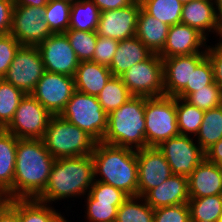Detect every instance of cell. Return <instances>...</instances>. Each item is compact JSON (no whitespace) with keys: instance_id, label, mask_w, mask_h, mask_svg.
Instances as JSON below:
<instances>
[{"instance_id":"1","label":"cell","mask_w":222,"mask_h":222,"mask_svg":"<svg viewBox=\"0 0 222 222\" xmlns=\"http://www.w3.org/2000/svg\"><path fill=\"white\" fill-rule=\"evenodd\" d=\"M54 161L43 139H18L13 199L36 198L45 189Z\"/></svg>"},{"instance_id":"2","label":"cell","mask_w":222,"mask_h":222,"mask_svg":"<svg viewBox=\"0 0 222 222\" xmlns=\"http://www.w3.org/2000/svg\"><path fill=\"white\" fill-rule=\"evenodd\" d=\"M94 182L91 154L55 159L45 189L35 199L50 204L51 201L84 195L89 193Z\"/></svg>"},{"instance_id":"3","label":"cell","mask_w":222,"mask_h":222,"mask_svg":"<svg viewBox=\"0 0 222 222\" xmlns=\"http://www.w3.org/2000/svg\"><path fill=\"white\" fill-rule=\"evenodd\" d=\"M95 181L114 186L128 196H137L138 169L136 150L104 142H96L91 154ZM101 176L96 179V176Z\"/></svg>"},{"instance_id":"4","label":"cell","mask_w":222,"mask_h":222,"mask_svg":"<svg viewBox=\"0 0 222 222\" xmlns=\"http://www.w3.org/2000/svg\"><path fill=\"white\" fill-rule=\"evenodd\" d=\"M145 125V96H133L108 114L102 142L135 150L145 148Z\"/></svg>"},{"instance_id":"5","label":"cell","mask_w":222,"mask_h":222,"mask_svg":"<svg viewBox=\"0 0 222 222\" xmlns=\"http://www.w3.org/2000/svg\"><path fill=\"white\" fill-rule=\"evenodd\" d=\"M43 141L55 159L92 154L96 144L91 136L61 115H52Z\"/></svg>"},{"instance_id":"6","label":"cell","mask_w":222,"mask_h":222,"mask_svg":"<svg viewBox=\"0 0 222 222\" xmlns=\"http://www.w3.org/2000/svg\"><path fill=\"white\" fill-rule=\"evenodd\" d=\"M145 122L146 147H158L178 136L176 97H145Z\"/></svg>"},{"instance_id":"7","label":"cell","mask_w":222,"mask_h":222,"mask_svg":"<svg viewBox=\"0 0 222 222\" xmlns=\"http://www.w3.org/2000/svg\"><path fill=\"white\" fill-rule=\"evenodd\" d=\"M60 115L96 142H101L107 131L108 114L102 109L97 96L75 91Z\"/></svg>"},{"instance_id":"8","label":"cell","mask_w":222,"mask_h":222,"mask_svg":"<svg viewBox=\"0 0 222 222\" xmlns=\"http://www.w3.org/2000/svg\"><path fill=\"white\" fill-rule=\"evenodd\" d=\"M119 77L133 96H164L163 61L156 53L134 64Z\"/></svg>"},{"instance_id":"9","label":"cell","mask_w":222,"mask_h":222,"mask_svg":"<svg viewBox=\"0 0 222 222\" xmlns=\"http://www.w3.org/2000/svg\"><path fill=\"white\" fill-rule=\"evenodd\" d=\"M51 117L31 94H26L5 130L18 139H43Z\"/></svg>"},{"instance_id":"10","label":"cell","mask_w":222,"mask_h":222,"mask_svg":"<svg viewBox=\"0 0 222 222\" xmlns=\"http://www.w3.org/2000/svg\"><path fill=\"white\" fill-rule=\"evenodd\" d=\"M45 6H20L12 12V34L22 46H38L53 33L44 19Z\"/></svg>"},{"instance_id":"11","label":"cell","mask_w":222,"mask_h":222,"mask_svg":"<svg viewBox=\"0 0 222 222\" xmlns=\"http://www.w3.org/2000/svg\"><path fill=\"white\" fill-rule=\"evenodd\" d=\"M45 72L37 46H21L2 79L30 94Z\"/></svg>"},{"instance_id":"12","label":"cell","mask_w":222,"mask_h":222,"mask_svg":"<svg viewBox=\"0 0 222 222\" xmlns=\"http://www.w3.org/2000/svg\"><path fill=\"white\" fill-rule=\"evenodd\" d=\"M207 53L173 56L162 59L164 96L186 99L191 94L192 69H195Z\"/></svg>"},{"instance_id":"13","label":"cell","mask_w":222,"mask_h":222,"mask_svg":"<svg viewBox=\"0 0 222 222\" xmlns=\"http://www.w3.org/2000/svg\"><path fill=\"white\" fill-rule=\"evenodd\" d=\"M75 91L74 77L45 72L30 94L51 115H60Z\"/></svg>"},{"instance_id":"14","label":"cell","mask_w":222,"mask_h":222,"mask_svg":"<svg viewBox=\"0 0 222 222\" xmlns=\"http://www.w3.org/2000/svg\"><path fill=\"white\" fill-rule=\"evenodd\" d=\"M158 149L170 165L173 175L188 177L205 159V152L190 136L178 135L163 141Z\"/></svg>"},{"instance_id":"15","label":"cell","mask_w":222,"mask_h":222,"mask_svg":"<svg viewBox=\"0 0 222 222\" xmlns=\"http://www.w3.org/2000/svg\"><path fill=\"white\" fill-rule=\"evenodd\" d=\"M37 48L40 51L46 72L74 77L80 61L65 33H53Z\"/></svg>"},{"instance_id":"16","label":"cell","mask_w":222,"mask_h":222,"mask_svg":"<svg viewBox=\"0 0 222 222\" xmlns=\"http://www.w3.org/2000/svg\"><path fill=\"white\" fill-rule=\"evenodd\" d=\"M138 186L137 196L144 197L173 175L170 165L158 147H145L136 150Z\"/></svg>"},{"instance_id":"17","label":"cell","mask_w":222,"mask_h":222,"mask_svg":"<svg viewBox=\"0 0 222 222\" xmlns=\"http://www.w3.org/2000/svg\"><path fill=\"white\" fill-rule=\"evenodd\" d=\"M140 8L141 3L134 1L126 7L101 12L97 35L117 41L134 37Z\"/></svg>"},{"instance_id":"18","label":"cell","mask_w":222,"mask_h":222,"mask_svg":"<svg viewBox=\"0 0 222 222\" xmlns=\"http://www.w3.org/2000/svg\"><path fill=\"white\" fill-rule=\"evenodd\" d=\"M207 38L197 29L179 23L169 27L166 44L158 54L162 59L173 56L207 53ZM202 50L199 48H204ZM201 50V51H200Z\"/></svg>"},{"instance_id":"19","label":"cell","mask_w":222,"mask_h":222,"mask_svg":"<svg viewBox=\"0 0 222 222\" xmlns=\"http://www.w3.org/2000/svg\"><path fill=\"white\" fill-rule=\"evenodd\" d=\"M214 5L215 0H192L183 4L181 23L197 29L205 37H208L206 32L218 35L220 18Z\"/></svg>"},{"instance_id":"20","label":"cell","mask_w":222,"mask_h":222,"mask_svg":"<svg viewBox=\"0 0 222 222\" xmlns=\"http://www.w3.org/2000/svg\"><path fill=\"white\" fill-rule=\"evenodd\" d=\"M145 201L153 209L188 203V177L172 175L145 196Z\"/></svg>"},{"instance_id":"21","label":"cell","mask_w":222,"mask_h":222,"mask_svg":"<svg viewBox=\"0 0 222 222\" xmlns=\"http://www.w3.org/2000/svg\"><path fill=\"white\" fill-rule=\"evenodd\" d=\"M189 198L222 194V170L204 159L188 176Z\"/></svg>"},{"instance_id":"22","label":"cell","mask_w":222,"mask_h":222,"mask_svg":"<svg viewBox=\"0 0 222 222\" xmlns=\"http://www.w3.org/2000/svg\"><path fill=\"white\" fill-rule=\"evenodd\" d=\"M17 140L12 133L0 129V196L5 200L13 199Z\"/></svg>"},{"instance_id":"23","label":"cell","mask_w":222,"mask_h":222,"mask_svg":"<svg viewBox=\"0 0 222 222\" xmlns=\"http://www.w3.org/2000/svg\"><path fill=\"white\" fill-rule=\"evenodd\" d=\"M112 76L108 66L93 61L80 62L74 75L75 89L98 96Z\"/></svg>"},{"instance_id":"24","label":"cell","mask_w":222,"mask_h":222,"mask_svg":"<svg viewBox=\"0 0 222 222\" xmlns=\"http://www.w3.org/2000/svg\"><path fill=\"white\" fill-rule=\"evenodd\" d=\"M153 53L136 37L119 41L109 70L113 76H121L134 64L147 60Z\"/></svg>"},{"instance_id":"25","label":"cell","mask_w":222,"mask_h":222,"mask_svg":"<svg viewBox=\"0 0 222 222\" xmlns=\"http://www.w3.org/2000/svg\"><path fill=\"white\" fill-rule=\"evenodd\" d=\"M169 27L148 14L142 7L138 15L135 36L152 52L159 54L167 40Z\"/></svg>"},{"instance_id":"26","label":"cell","mask_w":222,"mask_h":222,"mask_svg":"<svg viewBox=\"0 0 222 222\" xmlns=\"http://www.w3.org/2000/svg\"><path fill=\"white\" fill-rule=\"evenodd\" d=\"M100 10L92 0H73L68 29L78 31H96Z\"/></svg>"},{"instance_id":"27","label":"cell","mask_w":222,"mask_h":222,"mask_svg":"<svg viewBox=\"0 0 222 222\" xmlns=\"http://www.w3.org/2000/svg\"><path fill=\"white\" fill-rule=\"evenodd\" d=\"M35 198L18 199V222H67L54 208Z\"/></svg>"},{"instance_id":"28","label":"cell","mask_w":222,"mask_h":222,"mask_svg":"<svg viewBox=\"0 0 222 222\" xmlns=\"http://www.w3.org/2000/svg\"><path fill=\"white\" fill-rule=\"evenodd\" d=\"M197 144L205 152L222 138V105L206 110L197 133Z\"/></svg>"},{"instance_id":"29","label":"cell","mask_w":222,"mask_h":222,"mask_svg":"<svg viewBox=\"0 0 222 222\" xmlns=\"http://www.w3.org/2000/svg\"><path fill=\"white\" fill-rule=\"evenodd\" d=\"M191 222H218L222 211V194L190 198Z\"/></svg>"},{"instance_id":"30","label":"cell","mask_w":222,"mask_h":222,"mask_svg":"<svg viewBox=\"0 0 222 222\" xmlns=\"http://www.w3.org/2000/svg\"><path fill=\"white\" fill-rule=\"evenodd\" d=\"M132 97L133 95L129 92L121 78L118 76H112L97 96V99L101 104L102 109L109 114L113 110L121 107Z\"/></svg>"},{"instance_id":"31","label":"cell","mask_w":222,"mask_h":222,"mask_svg":"<svg viewBox=\"0 0 222 222\" xmlns=\"http://www.w3.org/2000/svg\"><path fill=\"white\" fill-rule=\"evenodd\" d=\"M141 7L168 26L181 23L183 4L179 0H142Z\"/></svg>"},{"instance_id":"32","label":"cell","mask_w":222,"mask_h":222,"mask_svg":"<svg viewBox=\"0 0 222 222\" xmlns=\"http://www.w3.org/2000/svg\"><path fill=\"white\" fill-rule=\"evenodd\" d=\"M204 110L176 97L177 126L180 135H197L202 124Z\"/></svg>"},{"instance_id":"33","label":"cell","mask_w":222,"mask_h":222,"mask_svg":"<svg viewBox=\"0 0 222 222\" xmlns=\"http://www.w3.org/2000/svg\"><path fill=\"white\" fill-rule=\"evenodd\" d=\"M144 200L142 202L141 200ZM139 202H141L139 204ZM117 222H153L154 209L145 201L144 197L129 196L118 208Z\"/></svg>"},{"instance_id":"34","label":"cell","mask_w":222,"mask_h":222,"mask_svg":"<svg viewBox=\"0 0 222 222\" xmlns=\"http://www.w3.org/2000/svg\"><path fill=\"white\" fill-rule=\"evenodd\" d=\"M25 95L21 89L0 79V129H5L9 125Z\"/></svg>"},{"instance_id":"35","label":"cell","mask_w":222,"mask_h":222,"mask_svg":"<svg viewBox=\"0 0 222 222\" xmlns=\"http://www.w3.org/2000/svg\"><path fill=\"white\" fill-rule=\"evenodd\" d=\"M72 1L53 0L45 6L44 19L52 33L68 30Z\"/></svg>"},{"instance_id":"36","label":"cell","mask_w":222,"mask_h":222,"mask_svg":"<svg viewBox=\"0 0 222 222\" xmlns=\"http://www.w3.org/2000/svg\"><path fill=\"white\" fill-rule=\"evenodd\" d=\"M64 33L79 61H92L98 37L96 31L87 32L68 29Z\"/></svg>"},{"instance_id":"37","label":"cell","mask_w":222,"mask_h":222,"mask_svg":"<svg viewBox=\"0 0 222 222\" xmlns=\"http://www.w3.org/2000/svg\"><path fill=\"white\" fill-rule=\"evenodd\" d=\"M185 100L204 111L217 108L222 105V89L214 82L191 93Z\"/></svg>"},{"instance_id":"38","label":"cell","mask_w":222,"mask_h":222,"mask_svg":"<svg viewBox=\"0 0 222 222\" xmlns=\"http://www.w3.org/2000/svg\"><path fill=\"white\" fill-rule=\"evenodd\" d=\"M87 219L89 222H109L116 220L118 208L122 203H105L95 200L87 193Z\"/></svg>"},{"instance_id":"39","label":"cell","mask_w":222,"mask_h":222,"mask_svg":"<svg viewBox=\"0 0 222 222\" xmlns=\"http://www.w3.org/2000/svg\"><path fill=\"white\" fill-rule=\"evenodd\" d=\"M89 194L95 200L105 203H123L129 197L122 190L100 181L93 183Z\"/></svg>"},{"instance_id":"40","label":"cell","mask_w":222,"mask_h":222,"mask_svg":"<svg viewBox=\"0 0 222 222\" xmlns=\"http://www.w3.org/2000/svg\"><path fill=\"white\" fill-rule=\"evenodd\" d=\"M153 222H191L188 203L154 209Z\"/></svg>"},{"instance_id":"41","label":"cell","mask_w":222,"mask_h":222,"mask_svg":"<svg viewBox=\"0 0 222 222\" xmlns=\"http://www.w3.org/2000/svg\"><path fill=\"white\" fill-rule=\"evenodd\" d=\"M21 46L12 34L0 36V79L6 74L16 52Z\"/></svg>"},{"instance_id":"42","label":"cell","mask_w":222,"mask_h":222,"mask_svg":"<svg viewBox=\"0 0 222 222\" xmlns=\"http://www.w3.org/2000/svg\"><path fill=\"white\" fill-rule=\"evenodd\" d=\"M214 69L207 56L195 69H192L191 93L214 83Z\"/></svg>"},{"instance_id":"43","label":"cell","mask_w":222,"mask_h":222,"mask_svg":"<svg viewBox=\"0 0 222 222\" xmlns=\"http://www.w3.org/2000/svg\"><path fill=\"white\" fill-rule=\"evenodd\" d=\"M118 43L119 41L115 39L98 36L92 61L109 67L118 48Z\"/></svg>"},{"instance_id":"44","label":"cell","mask_w":222,"mask_h":222,"mask_svg":"<svg viewBox=\"0 0 222 222\" xmlns=\"http://www.w3.org/2000/svg\"><path fill=\"white\" fill-rule=\"evenodd\" d=\"M15 0H0V36L10 34Z\"/></svg>"},{"instance_id":"45","label":"cell","mask_w":222,"mask_h":222,"mask_svg":"<svg viewBox=\"0 0 222 222\" xmlns=\"http://www.w3.org/2000/svg\"><path fill=\"white\" fill-rule=\"evenodd\" d=\"M207 56L212 62L214 69V81L222 89V46L207 47Z\"/></svg>"},{"instance_id":"46","label":"cell","mask_w":222,"mask_h":222,"mask_svg":"<svg viewBox=\"0 0 222 222\" xmlns=\"http://www.w3.org/2000/svg\"><path fill=\"white\" fill-rule=\"evenodd\" d=\"M0 222H18V199L0 200Z\"/></svg>"},{"instance_id":"47","label":"cell","mask_w":222,"mask_h":222,"mask_svg":"<svg viewBox=\"0 0 222 222\" xmlns=\"http://www.w3.org/2000/svg\"><path fill=\"white\" fill-rule=\"evenodd\" d=\"M205 159L222 170V138L205 151Z\"/></svg>"},{"instance_id":"48","label":"cell","mask_w":222,"mask_h":222,"mask_svg":"<svg viewBox=\"0 0 222 222\" xmlns=\"http://www.w3.org/2000/svg\"><path fill=\"white\" fill-rule=\"evenodd\" d=\"M99 8L100 12L106 10H116L132 4L135 0H92Z\"/></svg>"},{"instance_id":"49","label":"cell","mask_w":222,"mask_h":222,"mask_svg":"<svg viewBox=\"0 0 222 222\" xmlns=\"http://www.w3.org/2000/svg\"><path fill=\"white\" fill-rule=\"evenodd\" d=\"M49 0H15V3L20 6H46Z\"/></svg>"},{"instance_id":"50","label":"cell","mask_w":222,"mask_h":222,"mask_svg":"<svg viewBox=\"0 0 222 222\" xmlns=\"http://www.w3.org/2000/svg\"><path fill=\"white\" fill-rule=\"evenodd\" d=\"M215 6L217 13L219 15V18L222 19V0H215Z\"/></svg>"},{"instance_id":"51","label":"cell","mask_w":222,"mask_h":222,"mask_svg":"<svg viewBox=\"0 0 222 222\" xmlns=\"http://www.w3.org/2000/svg\"><path fill=\"white\" fill-rule=\"evenodd\" d=\"M218 35H219V37H221V39H222V19H220V29H219ZM217 44H219L220 46H222V40H220V42L217 43Z\"/></svg>"},{"instance_id":"52","label":"cell","mask_w":222,"mask_h":222,"mask_svg":"<svg viewBox=\"0 0 222 222\" xmlns=\"http://www.w3.org/2000/svg\"><path fill=\"white\" fill-rule=\"evenodd\" d=\"M182 4H186L188 2H191L192 0H179Z\"/></svg>"},{"instance_id":"53","label":"cell","mask_w":222,"mask_h":222,"mask_svg":"<svg viewBox=\"0 0 222 222\" xmlns=\"http://www.w3.org/2000/svg\"><path fill=\"white\" fill-rule=\"evenodd\" d=\"M218 222H222V211H221V214L219 216Z\"/></svg>"}]
</instances>
